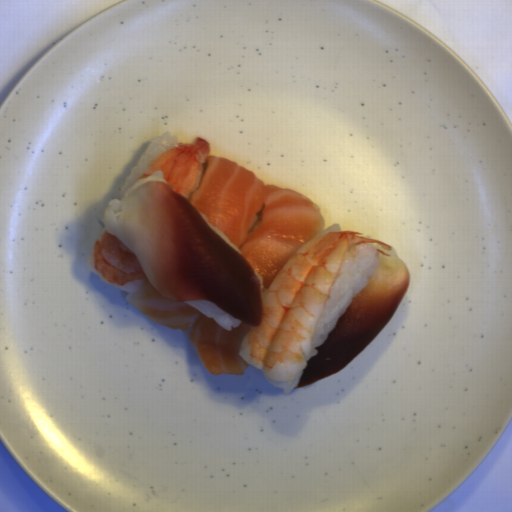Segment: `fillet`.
Instances as JSON below:
<instances>
[{"instance_id": "25842a12", "label": "fillet", "mask_w": 512, "mask_h": 512, "mask_svg": "<svg viewBox=\"0 0 512 512\" xmlns=\"http://www.w3.org/2000/svg\"><path fill=\"white\" fill-rule=\"evenodd\" d=\"M218 227L236 252L202 219ZM104 231L136 256L146 279L125 300L146 318L186 331L211 375H242L239 355L263 300L291 256L325 230L320 207L300 192L264 184L229 158L210 156L189 198L166 181L144 182L105 209ZM215 303L241 323L227 331L185 303Z\"/></svg>"}, {"instance_id": "e2c912f1", "label": "fillet", "mask_w": 512, "mask_h": 512, "mask_svg": "<svg viewBox=\"0 0 512 512\" xmlns=\"http://www.w3.org/2000/svg\"><path fill=\"white\" fill-rule=\"evenodd\" d=\"M373 245L378 250L379 262L368 282L354 295L322 344L315 348L317 355L307 359L293 388H303L342 371L392 319L409 286V269L392 250Z\"/></svg>"}]
</instances>
